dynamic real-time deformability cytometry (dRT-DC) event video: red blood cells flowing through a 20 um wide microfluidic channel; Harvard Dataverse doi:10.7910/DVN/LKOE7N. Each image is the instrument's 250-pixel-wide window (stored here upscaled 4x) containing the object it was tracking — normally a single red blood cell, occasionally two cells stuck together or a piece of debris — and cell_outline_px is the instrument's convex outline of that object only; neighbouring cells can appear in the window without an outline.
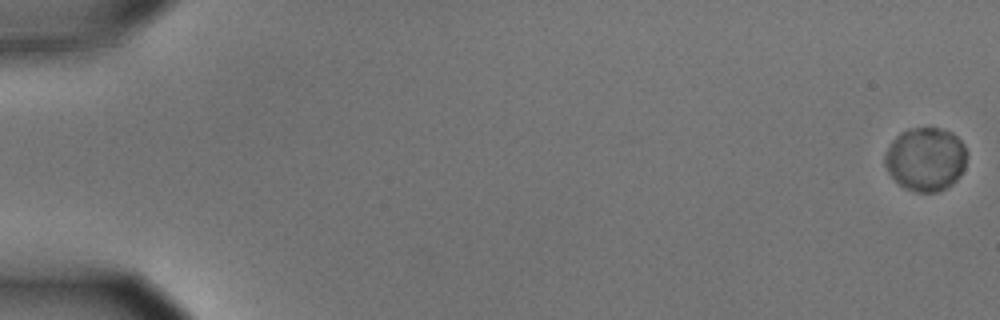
{"species": "common noctule bat (a hibernating species)", "species_latin": "Nyctalus noctula", "temperature_condition": "cold", "stored_images_in_passage": 59, "camera_frame_rate_fps": 3000, "um_per_image_px": 0.085, "animal": {"sex": "male", "body_mass_g": 15.6}, "frame": {"image": 1, "passage_image": 1, "time_ms": 0.0, "image_size_px": [1000, 320], "cell_outline_px": [[964, 168], [960, 176], [952, 184], [936, 192], [916, 192], [904, 188], [888, 172], [884, 164], [884, 156], [892, 140], [900, 132], [908, 128], [940, 128], [952, 132], [964, 144]], "centroid_in_image_um": [78.65, 13.52], "position_along_channel_um": 6.4, "area_um2": 30.23}}
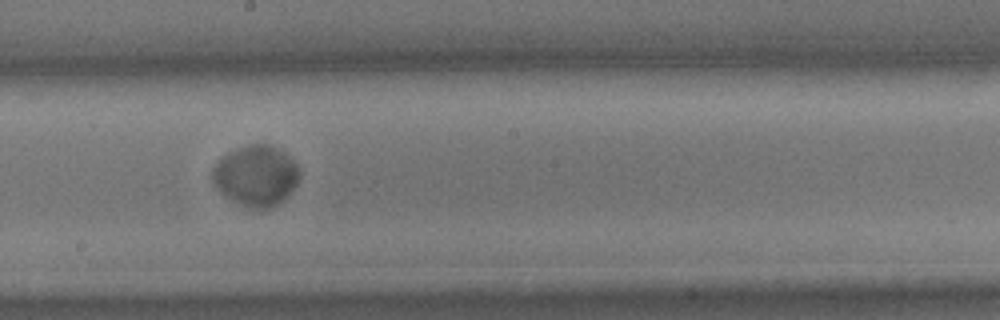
{"frame": {"image": 2, "passage_image": 34, "time_ms": 11.0, "image_size_px": [1000, 320], "cell_outline_px": [[300, 176], [296, 184], [284, 200], [268, 208], [248, 208], [228, 196], [212, 180], [212, 172], [216, 164], [224, 156], [240, 148], [252, 144], [264, 144], [288, 156], [296, 164], [300, 172]], "centroid_in_image_um": [21.79, 14.95], "position_along_channel_um": 226.4, "area_um2": 29.48}}
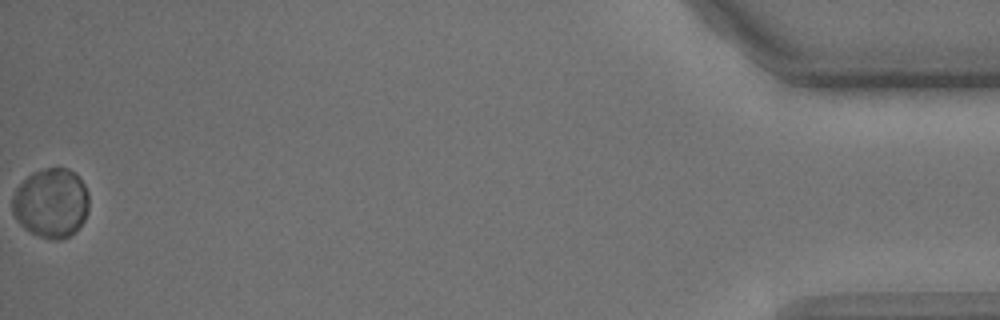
{"frame": {"image": 3, "passage_image": 59, "time_ms": 19.333, "image_size_px": [1000, 320], "cell_outline_px": [[88, 212], [84, 220], [68, 236], [60, 240], [40, 236], [24, 228], [16, 220], [12, 212], [12, 196], [16, 188], [32, 172], [44, 168], [68, 168], [84, 184], [88, 192]], "centroid_in_image_um": [4.32, 17.24], "position_along_channel_um": 430.9, "area_um2": 30.75}}